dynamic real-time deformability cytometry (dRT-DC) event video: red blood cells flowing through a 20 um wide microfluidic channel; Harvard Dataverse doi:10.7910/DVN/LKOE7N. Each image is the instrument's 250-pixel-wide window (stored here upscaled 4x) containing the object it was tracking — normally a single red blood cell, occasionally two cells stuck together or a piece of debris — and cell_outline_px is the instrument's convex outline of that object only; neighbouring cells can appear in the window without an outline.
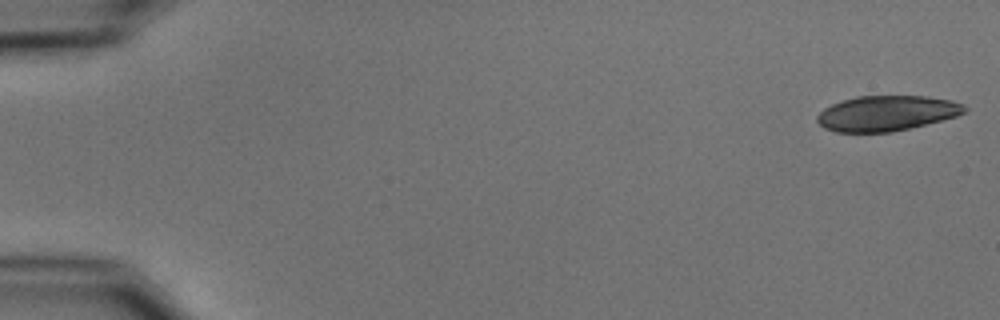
{"species": "common noctule bat (a hibernating species)", "species_latin": "Nyctalus noctula", "temperature_condition": "cold", "stored_images_in_passage": 17, "camera_frame_rate_fps": 3000, "um_per_image_px": 0.085, "animal": {"sex": "male", "body_mass_g": 15.6}, "frame": {"image": 1, "passage_image": 1, "time_ms": 0.0, "image_size_px": [1000, 320], "cell_outline_px": [[968, 108], [964, 112], [956, 116], [892, 132], [836, 132], [824, 128], [816, 120], [816, 116], [824, 108], [832, 104], [856, 96], [928, 96], [952, 100], [964, 104]], "centroid_in_image_um": [75.35, 9.62], "position_along_channel_um": 9.6, "area_um2": 30.17}}